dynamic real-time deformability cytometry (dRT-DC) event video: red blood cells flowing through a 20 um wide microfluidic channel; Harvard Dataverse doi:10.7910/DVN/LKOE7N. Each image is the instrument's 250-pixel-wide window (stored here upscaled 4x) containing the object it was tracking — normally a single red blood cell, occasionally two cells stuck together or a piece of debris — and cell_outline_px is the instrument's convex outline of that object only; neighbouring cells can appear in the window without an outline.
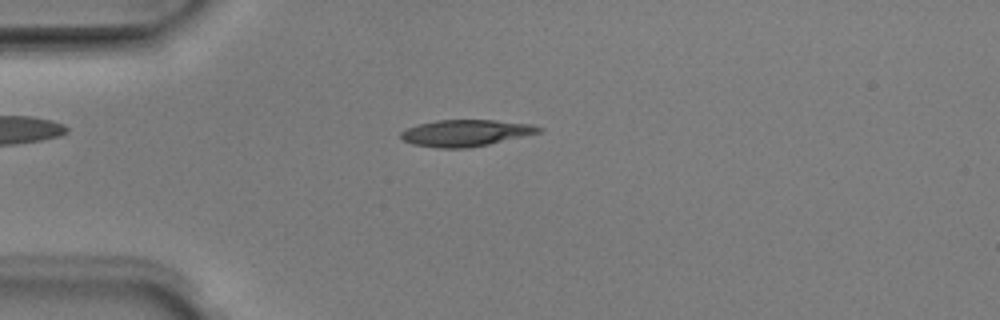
{"species": "Egyptian fruit bat (a non-hibernating species)", "species_latin": "Rousettus aegyptiacus", "temperature_condition": "room temperature", "stored_images_in_passage": 49, "camera_frame_rate_fps": 3000, "um_per_image_px": 0.085, "animal": {"sex": "male"}, "frame": {"image": 1, "passage_image": 12, "time_ms": 3.667, "image_size_px": [1000, 320], "cell_outline_px": [[544, 132], [488, 144], [468, 148], [440, 148], [412, 144], [404, 140], [400, 136], [400, 132], [408, 128], [420, 124], [436, 120], [496, 120], [532, 124], [544, 128]], "centroid_in_image_um": [39.65, 11.3], "position_along_channel_um": 45.4, "area_um2": 21.39}}
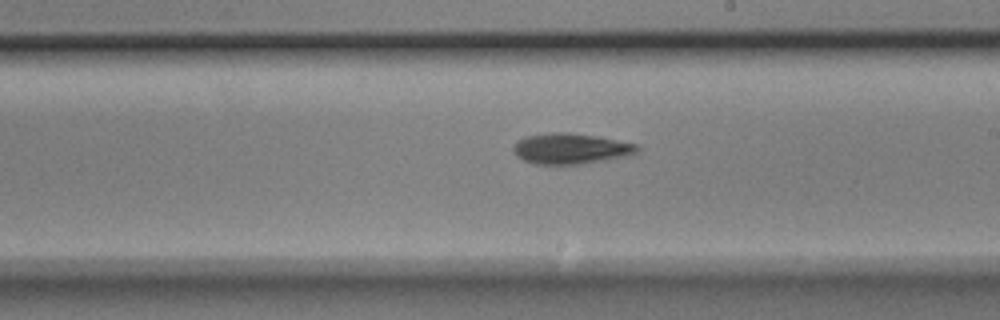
{"frame": {"image": 2, "passage_image": 28, "time_ms": 9.0, "image_size_px": [1000, 320], "cell_outline_px": [[640, 152], [632, 156], [580, 164], [536, 164], [524, 160], [516, 156], [512, 152], [512, 148], [524, 136], [552, 132], [568, 132], [596, 136], [640, 144]], "centroid_in_image_um": [48.59, 12.63], "position_along_channel_um": 240.4, "area_um2": 22.48}}
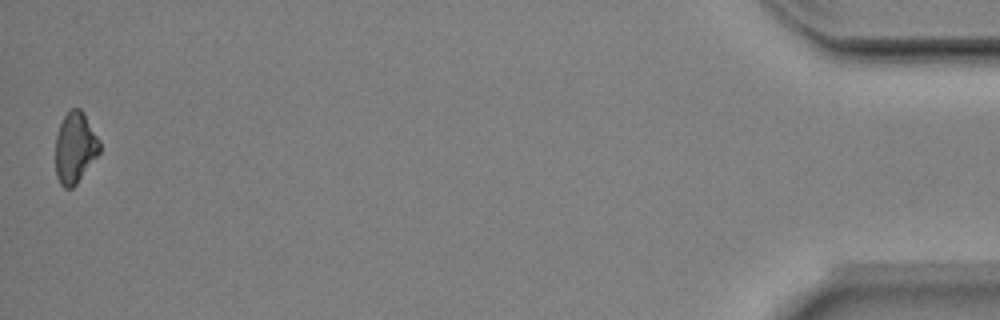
{"frame": {"image": 3, "passage_image": 49, "time_ms": 16.0, "image_size_px": [1000, 320], "cell_outline_px": [[100, 152], [76, 184], [72, 188], [64, 188], [60, 184], [56, 176], [56, 136], [60, 124], [64, 116], [72, 108], [80, 108], [84, 112], [100, 140]], "centroid_in_image_um": [6.39, 12.54], "position_along_channel_um": 428.8, "area_um2": 18.26}, "authors_computed_cell_mechanics": {"area_um2": 20.9814, "velocity_mm_per_s": 4.0165, "shape_relaxation_time_tau1_ms": 3.9712, "shape_relaxation_time_tau2_ms": null, "deformation_change_tau1": 0.1158, "deformation_change_tau2": null}}